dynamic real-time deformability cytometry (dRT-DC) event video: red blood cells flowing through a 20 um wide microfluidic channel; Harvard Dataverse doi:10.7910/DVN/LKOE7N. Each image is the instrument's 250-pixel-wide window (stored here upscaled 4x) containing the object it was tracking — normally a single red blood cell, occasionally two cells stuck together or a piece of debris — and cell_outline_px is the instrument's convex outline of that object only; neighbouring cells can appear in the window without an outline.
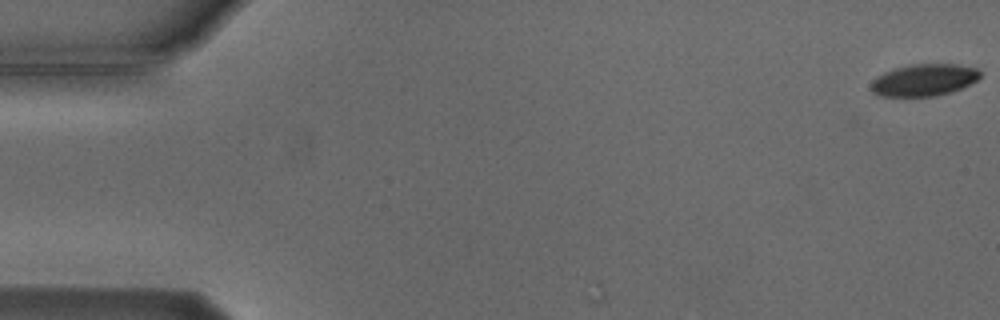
{"species": "Egyptian fruit bat (a non-hibernating species)", "species_latin": "Rousettus aegyptiacus", "temperature_condition": "cold", "stored_images_in_passage": 11, "camera_frame_rate_fps": 3000, "um_per_image_px": 0.085, "animal": {"sex": "male"}, "frame": {"image": 1, "passage_image": 1, "time_ms": 0.0, "image_size_px": [1000, 320], "cell_outline_px": [[980, 76], [976, 80], [952, 92], [936, 96], [880, 96], [872, 92], [872, 80], [876, 76], [884, 72], [896, 68], [912, 64], [956, 64], [976, 68], [980, 72]], "centroid_in_image_um": [78.52, 6.8], "position_along_channel_um": 6.5, "area_um2": 20.17}}
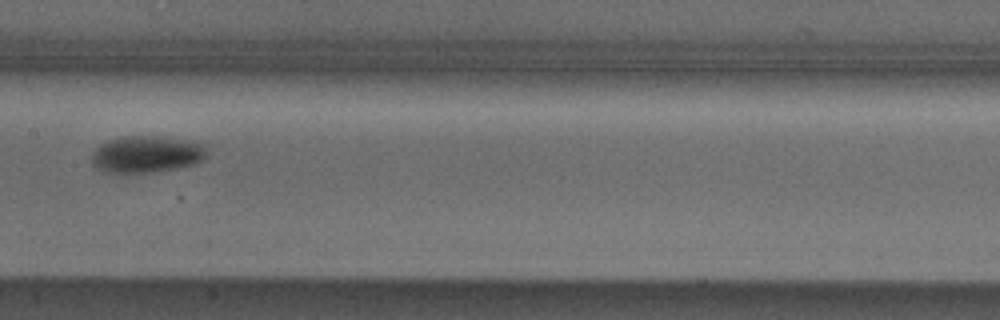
{"frame": {"image": 2, "passage_image": 8, "time_ms": 9.0, "image_size_px": [1000, 320], "cell_outline_px": [[208, 156], [204, 160], [196, 164], [176, 168], [152, 172], [100, 172], [92, 164], [92, 152], [100, 144], [108, 140], [120, 136], [164, 136], [192, 140], [204, 144]], "centroid_in_image_um": [12.49, 13.09], "position_along_channel_um": 194.9, "area_um2": 25.2}}
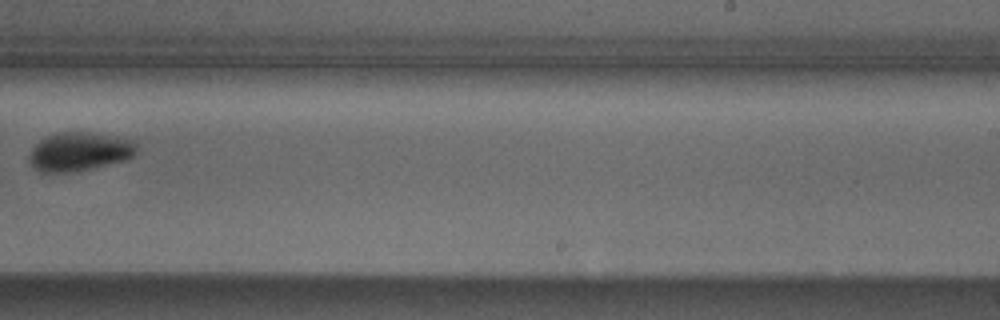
{"frame": {"image": 3, "passage_image": 10, "time_ms": 11.333, "image_size_px": [1000, 320], "cell_outline_px": [[136, 152], [132, 156], [124, 160], [92, 168], [72, 172], [40, 172], [32, 168], [28, 160], [28, 156], [32, 148], [40, 140], [56, 132], [96, 132], [136, 140]], "centroid_in_image_um": [6.73, 12.87], "position_along_channel_um": 282.3, "area_um2": 24.51}}